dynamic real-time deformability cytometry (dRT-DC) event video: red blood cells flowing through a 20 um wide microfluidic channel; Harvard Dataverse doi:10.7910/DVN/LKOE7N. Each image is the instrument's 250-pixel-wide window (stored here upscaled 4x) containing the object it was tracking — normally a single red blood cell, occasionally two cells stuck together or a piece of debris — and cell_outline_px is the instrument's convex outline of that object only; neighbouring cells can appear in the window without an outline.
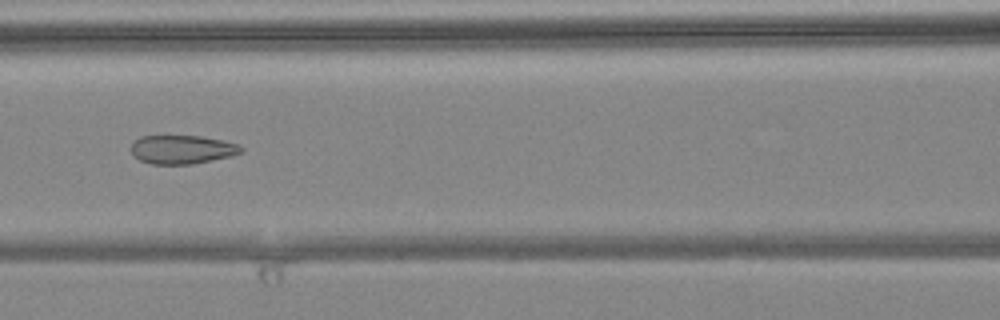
{"species": "common noctule bat (a hibernating species)", "species_latin": "Nyctalus noctula", "temperature_condition": "warm", "stored_images_in_passage": 7, "camera_frame_rate_fps": 3000, "um_per_image_px": 0.085, "animal": {"sex": "female", "body_mass_g": 24.6, "forearm_length_mm": 56.2}, "frame": {"image": 1, "passage_image": 6, "time_ms": 1.667, "image_size_px": [1000, 320], "cell_outline_px": [[244, 152], [232, 156], [192, 164], [152, 164], [140, 160], [132, 156], [132, 144], [140, 136], [200, 136], [240, 144], [244, 148]], "centroid_in_image_um": [15.51, 12.71], "position_along_channel_um": 151.1, "area_um2": 18.44}}
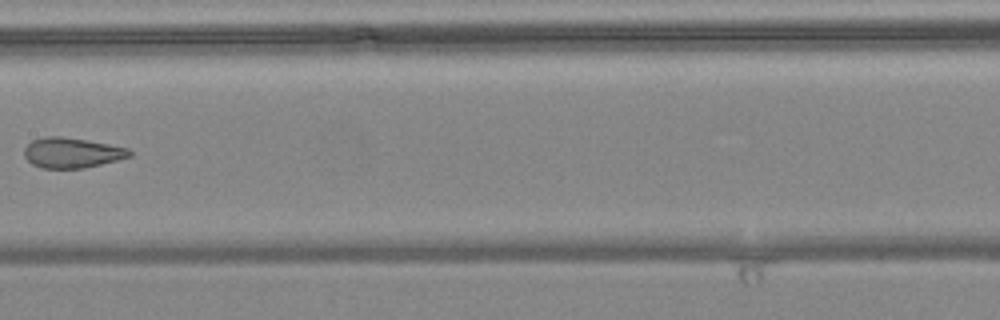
{"frame": {"image": 2, "passage_image": 7, "time_ms": 2.0, "image_size_px": [1000, 320], "cell_outline_px": [[132, 156], [84, 168], [40, 168], [32, 164], [24, 156], [24, 148], [32, 140], [44, 136], [60, 136], [108, 144], [128, 148], [132, 152]], "centroid_in_image_um": [6.08, 12.98], "position_along_channel_um": 201.3, "area_um2": 18.44}}